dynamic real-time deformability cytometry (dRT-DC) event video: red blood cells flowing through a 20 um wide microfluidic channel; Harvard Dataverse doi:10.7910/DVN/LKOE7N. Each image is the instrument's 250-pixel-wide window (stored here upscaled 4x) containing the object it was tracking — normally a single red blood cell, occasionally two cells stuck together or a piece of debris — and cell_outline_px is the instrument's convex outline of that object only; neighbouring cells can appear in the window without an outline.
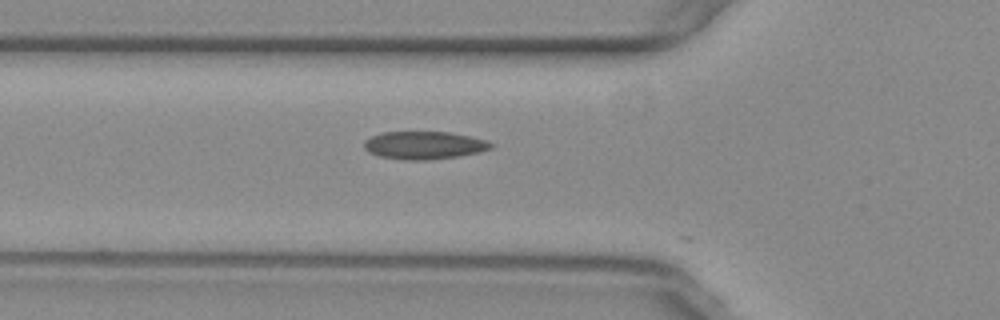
{"species": "common noctule bat (a hibernating species)", "species_latin": "Nyctalus noctula", "temperature_condition": "warm", "stored_images_in_passage": 11, "camera_frame_rate_fps": 3000, "um_per_image_px": 0.085, "animal": {"sex": "female", "body_mass_g": 29.2, "forearm_length_mm": 56.3}, "frame": {"image": 1, "passage_image": 10, "time_ms": 3.0, "image_size_px": [1000, 320], "cell_outline_px": [[492, 148], [480, 152], [460, 156], [428, 160], [404, 160], [380, 156], [368, 152], [364, 148], [364, 140], [372, 136], [384, 132], [448, 132], [488, 140], [492, 144]], "centroid_in_image_um": [36.05, 12.35], "position_along_channel_um": 89.7, "area_um2": 20.58}}